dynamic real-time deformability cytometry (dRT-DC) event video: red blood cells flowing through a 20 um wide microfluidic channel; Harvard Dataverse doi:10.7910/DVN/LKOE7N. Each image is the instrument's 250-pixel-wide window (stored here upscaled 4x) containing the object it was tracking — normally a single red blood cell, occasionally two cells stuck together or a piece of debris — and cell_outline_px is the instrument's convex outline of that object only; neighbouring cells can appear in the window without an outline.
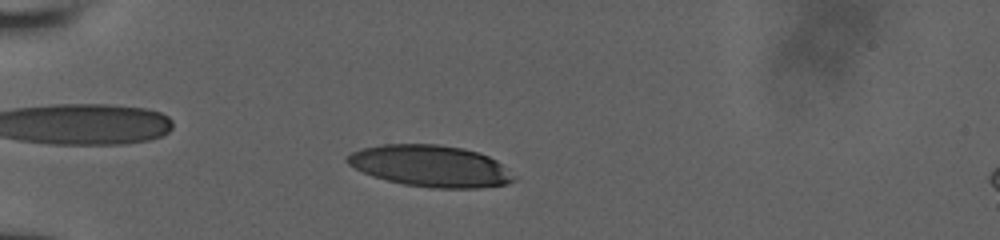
{"species": "human", "species_latin": "Homo sapiens", "temperature_condition": "room temperature", "stored_images_in_passage": 44, "camera_frame_rate_fps": 3000, "um_per_image_px": 0.085, "donor": {"sex": "male"}, "frame": {"image": 1, "passage_image": 12, "time_ms": 3.667, "image_size_px": [1000, 240], "cell_outline_px": [[516, 180], [508, 184], [480, 188], [432, 188], [404, 184], [372, 176], [348, 164], [344, 160], [352, 152], [364, 148], [380, 144], [436, 144], [464, 148], [488, 156], [496, 160], [516, 176]], "centroid_in_image_um": [36.62, 14.11], "position_along_channel_um": 48.4, "area_um2": 40.29}}
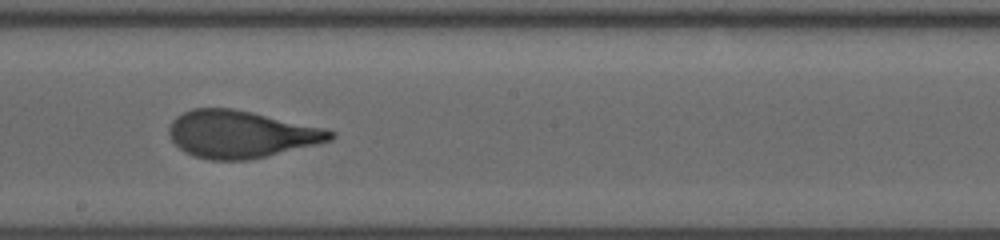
{"frame": {"image": 2, "passage_image": 27, "time_ms": 9.0, "image_size_px": [1000, 240], "cell_outline_px": [[336, 136], [332, 140], [316, 144], [248, 160], [208, 160], [192, 156], [184, 152], [172, 140], [168, 132], [168, 128], [172, 120], [176, 116], [192, 108], [232, 108], [252, 112], [324, 128], [336, 132]], "centroid_in_image_um": [20.44, 11.41], "position_along_channel_um": 227.8, "area_um2": 44.33}}
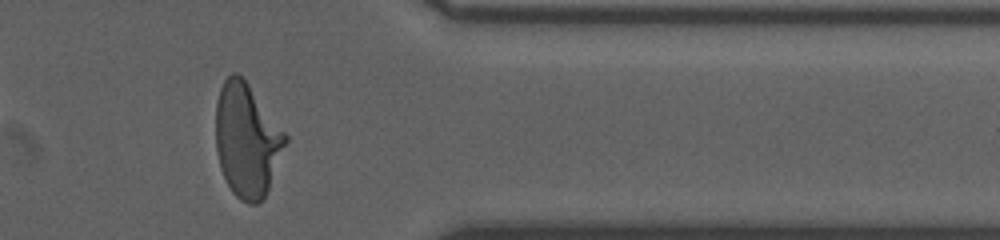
{"frame": {"image": 3, "passage_image": 40, "time_ms": 13.333, "image_size_px": [1000, 240], "cell_outline_px": [[288, 140], [268, 188], [264, 196], [256, 204], [248, 204], [240, 200], [232, 192], [224, 176], [216, 152], [216, 100], [220, 88], [224, 80], [232, 72], [236, 72], [248, 84], [288, 136]], "centroid_in_image_um": [20.97, 11.9], "position_along_channel_um": 390.4, "area_um2": 45.55}}